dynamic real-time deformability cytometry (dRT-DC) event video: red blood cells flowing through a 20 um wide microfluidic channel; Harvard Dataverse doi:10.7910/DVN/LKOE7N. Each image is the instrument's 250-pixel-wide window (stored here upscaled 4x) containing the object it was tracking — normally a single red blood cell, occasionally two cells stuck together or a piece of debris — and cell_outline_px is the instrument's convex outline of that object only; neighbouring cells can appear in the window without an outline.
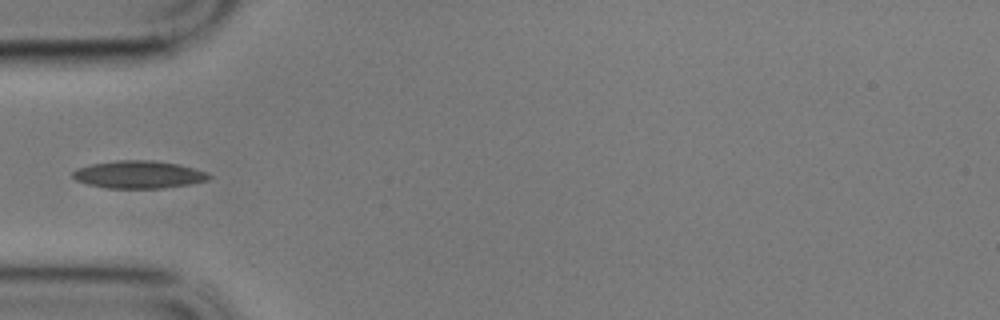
{"species": "common noctule bat (a hibernating species)", "species_latin": "Nyctalus noctula", "temperature_condition": "cold", "stored_images_in_passage": 41, "camera_frame_rate_fps": 3000, "um_per_image_px": 0.085, "animal": {"sex": "male", "body_mass_g": 17.9}, "frame": {"image": 1, "passage_image": 1, "time_ms": 0.0, "image_size_px": [1000, 320], "cell_outline_px": [[212, 176], [208, 180], [192, 184], [160, 188], [108, 188], [88, 184], [76, 180], [72, 176], [72, 172], [76, 168], [92, 164], [116, 160], [152, 160], [176, 164], [192, 168], [204, 172]], "centroid_in_image_um": [11.76, 14.84], "position_along_channel_um": 73.2, "area_um2": 21.73}}
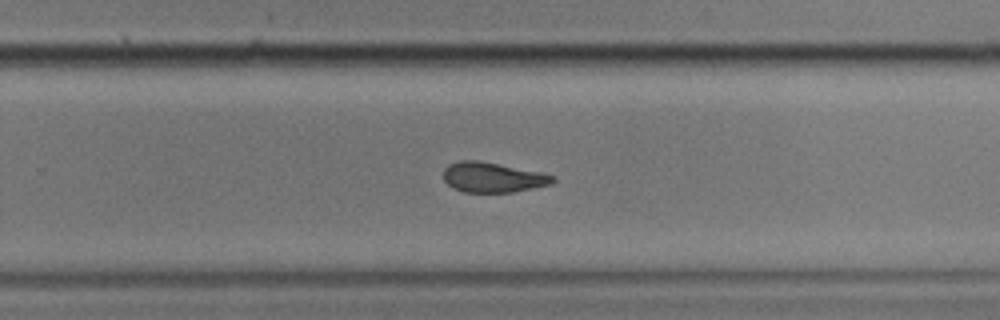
{"frame": {"image": 2, "passage_image": 20, "time_ms": 6.333, "image_size_px": [1000, 320], "cell_outline_px": [[556, 184], [512, 192], [464, 192], [452, 188], [444, 180], [444, 168], [448, 164], [460, 160], [480, 160], [540, 172], [556, 176]], "centroid_in_image_um": [41.92, 15.07], "position_along_channel_um": 287.9, "area_um2": 19.42}}
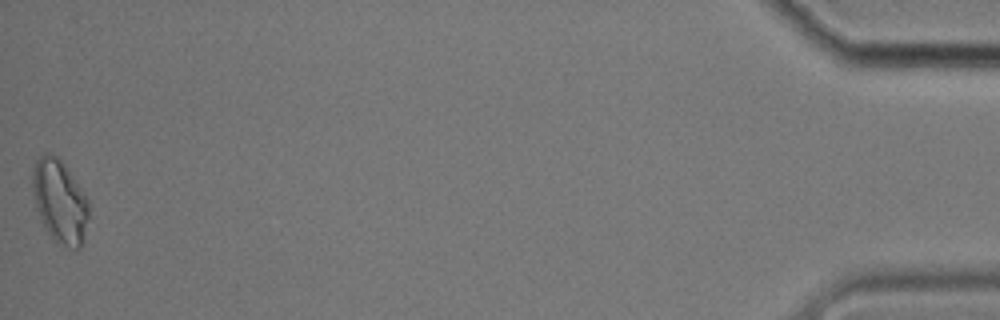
{"frame": {"image": 3, "passage_image": 41, "time_ms": 13.333, "image_size_px": [1000, 320], "cell_outline_px": [[88, 216], [84, 240], [80, 248], [76, 248], [52, 240], [40, 220], [36, 208], [32, 188], [32, 168], [36, 160], [44, 152], [48, 152], [56, 156], [64, 164], [88, 200]], "centroid_in_image_um": [5.05, 17.1], "position_along_channel_um": 430.2, "area_um2": 27.11}}